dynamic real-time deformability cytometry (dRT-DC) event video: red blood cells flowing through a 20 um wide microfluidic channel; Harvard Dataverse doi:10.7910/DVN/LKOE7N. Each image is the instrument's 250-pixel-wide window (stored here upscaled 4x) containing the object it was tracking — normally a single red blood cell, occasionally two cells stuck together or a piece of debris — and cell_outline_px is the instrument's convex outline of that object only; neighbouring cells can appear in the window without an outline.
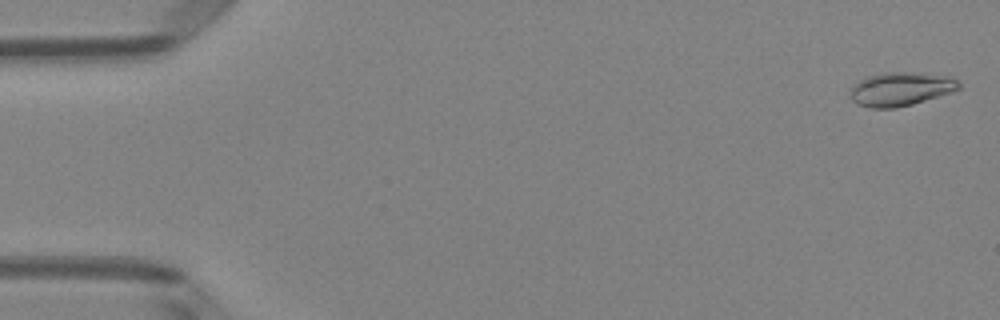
{"species": "Egyptian fruit bat (a non-hibernating species)", "species_latin": "Rousettus aegyptiacus", "temperature_condition": "room temperature", "stored_images_in_passage": 51, "camera_frame_rate_fps": 3000, "um_per_image_px": 0.085, "animal": {"sex": "female"}, "frame": {"image": 1, "passage_image": 2, "time_ms": 0.333, "image_size_px": [1000, 320], "cell_outline_px": [[960, 88], [952, 92], [912, 104], [896, 108], [872, 108], [856, 104], [848, 96], [852, 88], [864, 76], [880, 72], [920, 72], [952, 76], [960, 84]], "centroid_in_image_um": [76.55, 7.55], "position_along_channel_um": 8.5, "area_um2": 21.68}}
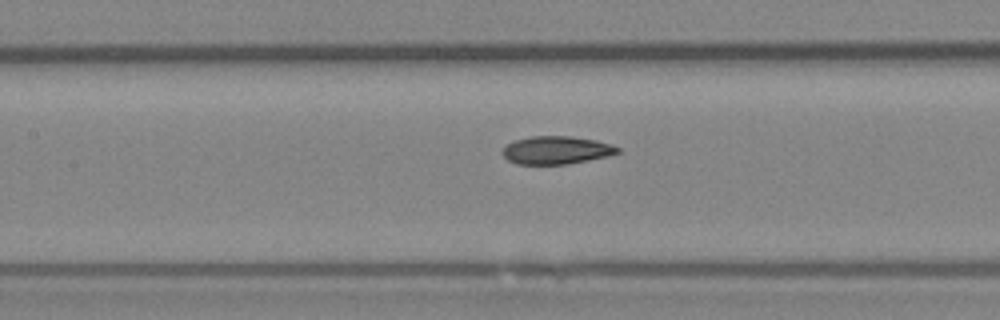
{"frame": {"image": 2, "passage_image": 24, "time_ms": 7.667, "image_size_px": [1000, 320], "cell_outline_px": [[620, 152], [608, 156], [568, 164], [516, 164], [508, 160], [500, 152], [504, 144], [516, 140], [532, 136], [572, 136], [596, 140], [612, 144], [620, 148]], "centroid_in_image_um": [47.27, 12.76], "position_along_channel_um": 160.1, "area_um2": 18.96}}
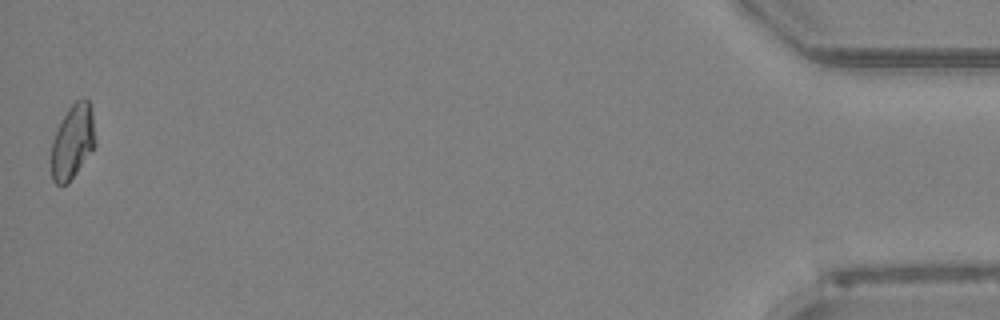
{"frame": {"image": 3, "passage_image": 51, "time_ms": 16.667, "image_size_px": [1000, 320], "cell_outline_px": [[96, 144], [68, 184], [56, 184], [52, 180], [52, 140], [68, 108], [76, 100], [84, 96], [88, 100], [92, 112], [96, 140]], "centroid_in_image_um": [6.19, 12.02], "position_along_channel_um": 429.0, "area_um2": 18.84}, "authors_computed_cell_mechanics": {"area_um2": 19.4208, "velocity_mm_per_s": 4.0261, "shape_relaxation_time_tau1_ms": 5.5162, "shape_relaxation_time_tau2_ms": 2.4159, "deformation_change_tau1": 0.1873, "deformation_change_tau2": 0.0847}}